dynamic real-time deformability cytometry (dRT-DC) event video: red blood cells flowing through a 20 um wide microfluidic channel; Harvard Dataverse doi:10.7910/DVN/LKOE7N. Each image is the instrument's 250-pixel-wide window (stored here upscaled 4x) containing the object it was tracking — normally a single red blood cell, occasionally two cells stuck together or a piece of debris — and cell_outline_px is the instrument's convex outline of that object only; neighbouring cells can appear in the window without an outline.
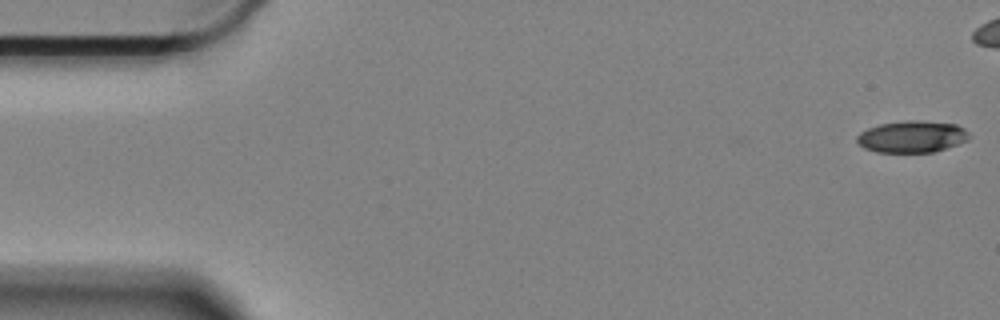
{"species": "Egyptian fruit bat (a non-hibernating species)", "species_latin": "Rousettus aegyptiacus", "temperature_condition": "cold", "stored_images_in_passage": 49, "camera_frame_rate_fps": 3000, "um_per_image_px": 0.085, "animal": {"sex": "female"}, "frame": {"image": 1, "passage_image": 1, "time_ms": 0.0, "image_size_px": [1000, 320], "cell_outline_px": [[968, 140], [932, 152], [876, 152], [864, 148], [856, 140], [856, 136], [860, 132], [868, 128], [880, 124], [908, 120], [916, 120], [956, 124], [964, 128], [968, 132]], "centroid_in_image_um": [77.49, 11.61], "position_along_channel_um": 7.5, "area_um2": 20.58}}
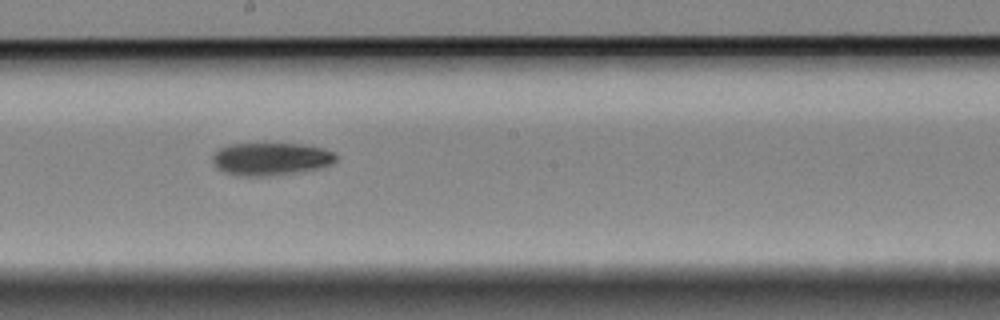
{"frame": {"image": 2, "passage_image": 32, "time_ms": 10.333, "image_size_px": [1000, 320], "cell_outline_px": [[340, 156], [332, 164], [316, 168], [292, 172], [260, 176], [244, 176], [224, 172], [216, 168], [212, 160], [212, 156], [220, 148], [232, 144], [300, 144], [324, 148]], "centroid_in_image_um": [23.02, 13.5], "position_along_channel_um": 225.2, "area_um2": 23.12}}
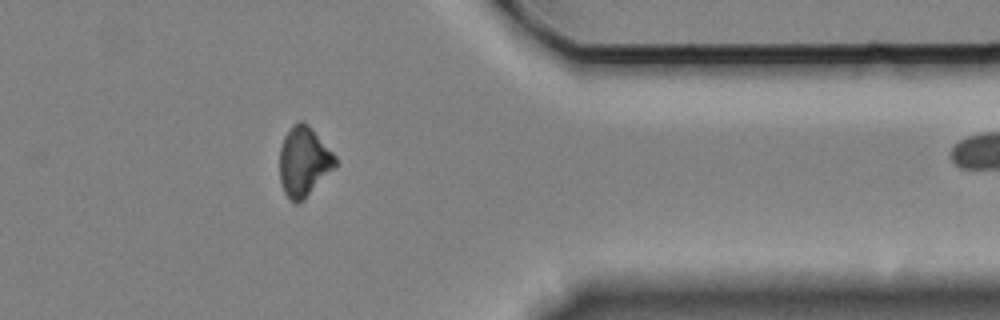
{"frame": {"image": 3, "passage_image": 48, "time_ms": 15.667, "image_size_px": [1000, 320], "cell_outline_px": [[336, 164], [304, 200], [296, 204], [288, 200], [284, 192], [280, 180], [280, 148], [284, 136], [300, 120], [308, 124], [336, 156]], "centroid_in_image_um": [25.8, 13.76], "position_along_channel_um": 385.6, "area_um2": 22.2}}